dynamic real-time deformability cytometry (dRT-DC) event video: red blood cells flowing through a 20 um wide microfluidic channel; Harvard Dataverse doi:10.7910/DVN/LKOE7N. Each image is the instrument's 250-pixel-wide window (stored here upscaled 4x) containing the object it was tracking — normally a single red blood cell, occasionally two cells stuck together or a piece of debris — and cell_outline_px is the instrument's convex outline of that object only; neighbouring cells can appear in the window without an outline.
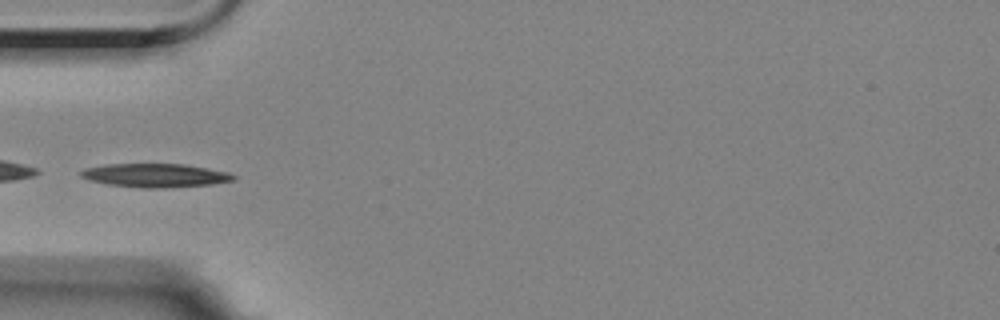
{"species": "Egyptian fruit bat (a non-hibernating species)", "species_latin": "Rousettus aegyptiacus", "temperature_condition": "room temperature", "stored_images_in_passage": 38, "camera_frame_rate_fps": 3000, "um_per_image_px": 0.085, "animal": {"sex": "female"}, "frame": {"image": 1, "passage_image": 1, "time_ms": 0.0, "image_size_px": [1000, 320], "cell_outline_px": [[236, 180], [212, 184], [164, 188], [140, 188], [108, 184], [88, 180], [80, 176], [80, 172], [84, 168], [104, 164], [184, 164], [208, 168], [228, 172], [236, 176]], "centroid_in_image_um": [13.19, 14.91], "position_along_channel_um": 71.8, "area_um2": 21.15}}
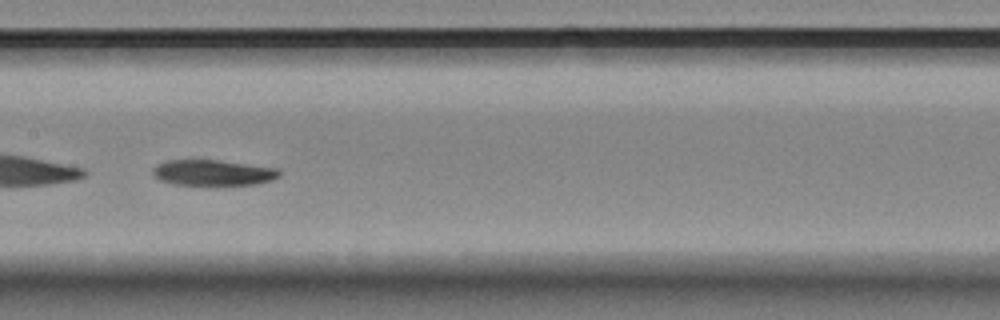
{"frame": {"image": 2, "passage_image": 11, "time_ms": 3.333, "image_size_px": [1000, 320], "cell_outline_px": [[280, 176], [272, 180], [256, 184], [172, 184], [160, 180], [152, 172], [152, 168], [156, 164], [168, 160], [220, 160], [280, 168]], "centroid_in_image_um": [18.13, 14.66], "position_along_channel_um": 189.3, "area_um2": 18.9}}